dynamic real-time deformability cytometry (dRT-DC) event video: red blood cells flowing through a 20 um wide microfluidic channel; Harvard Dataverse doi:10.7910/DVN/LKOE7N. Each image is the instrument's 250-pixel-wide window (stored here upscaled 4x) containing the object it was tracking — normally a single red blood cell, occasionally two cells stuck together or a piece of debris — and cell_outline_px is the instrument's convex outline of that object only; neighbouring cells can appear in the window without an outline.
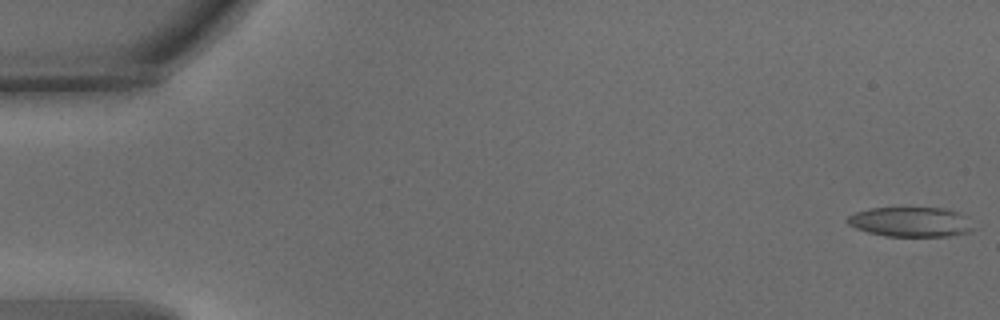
{"species": "common noctule bat (a hibernating species)", "species_latin": "Nyctalus noctula", "temperature_condition": "warm", "stored_images_in_passage": 57, "camera_frame_rate_fps": 3000, "um_per_image_px": 0.085, "animal": {"sex": "male", "body_mass_g": 15.6}, "frame": {"image": 1, "passage_image": 1, "time_ms": 0.0, "image_size_px": [1000, 320], "cell_outline_px": [[972, 228], [968, 232], [948, 236], [884, 236], [868, 232], [856, 228], [848, 224], [848, 216], [856, 212], [868, 208], [948, 208], [960, 212], [968, 216]], "centroid_in_image_um": [77.43, 18.85], "position_along_channel_um": 7.6, "area_um2": 21.85}}
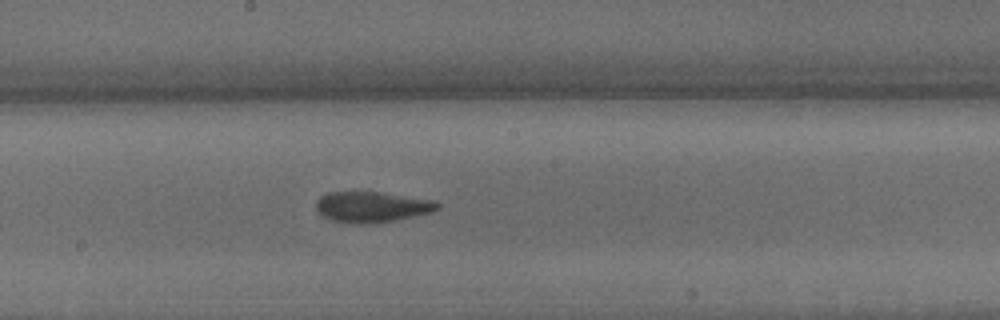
{"frame": {"image": 2, "passage_image": 31, "time_ms": 10.0, "image_size_px": [1000, 320], "cell_outline_px": [[440, 208], [428, 212], [412, 216], [372, 224], [360, 224], [332, 220], [324, 216], [316, 208], [316, 200], [320, 196], [328, 192], [380, 192], [432, 200], [440, 204]], "centroid_in_image_um": [31.57, 17.58], "position_along_channel_um": 216.6, "area_um2": 21.33}}
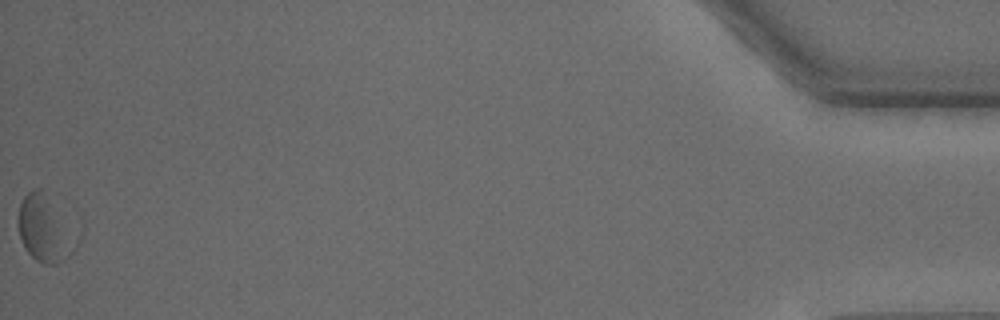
{"frame": {"image": 3, "passage_image": 57, "time_ms": 18.667, "image_size_px": [1000, 320], "cell_outline_px": [[76, 248], [64, 260], [56, 264], [44, 264], [36, 260], [24, 248], [20, 236], [20, 204], [24, 196], [28, 192], [36, 188], [44, 188]], "centroid_in_image_um": [3.7, 19.48], "position_along_channel_um": 431.5, "area_um2": 20.58}, "authors_computed_cell_mechanics": {"area_um2": 21.3282, "velocity_mm_per_s": 3.5714, "shape_relaxation_time_tau1_ms": 4.0332, "shape_relaxation_time_tau2_ms": 2.0926, "deformation_change_tau1": 0.1241, "deformation_change_tau2": 0.0912}}